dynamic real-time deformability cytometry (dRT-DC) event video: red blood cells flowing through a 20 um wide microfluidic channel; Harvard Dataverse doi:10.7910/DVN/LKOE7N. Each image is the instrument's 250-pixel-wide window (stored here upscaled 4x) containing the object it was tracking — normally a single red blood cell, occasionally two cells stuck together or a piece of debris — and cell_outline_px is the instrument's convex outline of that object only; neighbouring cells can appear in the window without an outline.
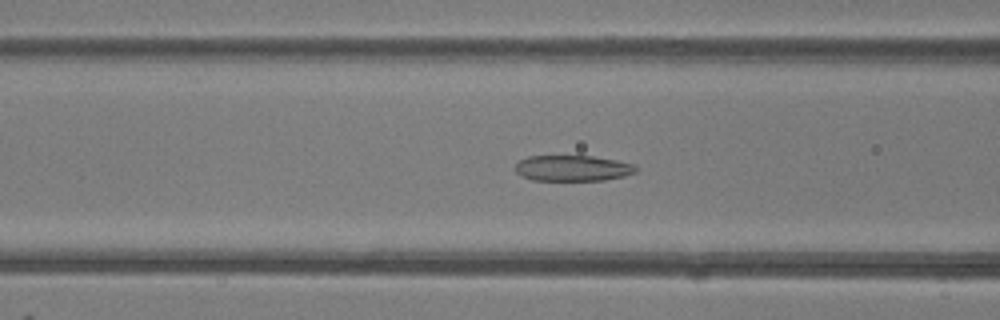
{"species": "common noctule bat (a hibernating species)", "species_latin": "Nyctalus noctula", "temperature_condition": "room temperature", "stored_images_in_passage": 50, "camera_frame_rate_fps": 3000, "um_per_image_px": 0.085, "animal": {"sex": "female"}, "frame": {"image": 1, "passage_image": 20, "time_ms": 6.333, "image_size_px": [1000, 320], "cell_outline_px": [[636, 172], [624, 176], [604, 180], [532, 180], [516, 172], [516, 164], [520, 160], [528, 156], [592, 156], [616, 160], [632, 164], [636, 168]], "centroid_in_image_um": [48.67, 14.29], "position_along_channel_um": 117.9, "area_um2": 17.92}}
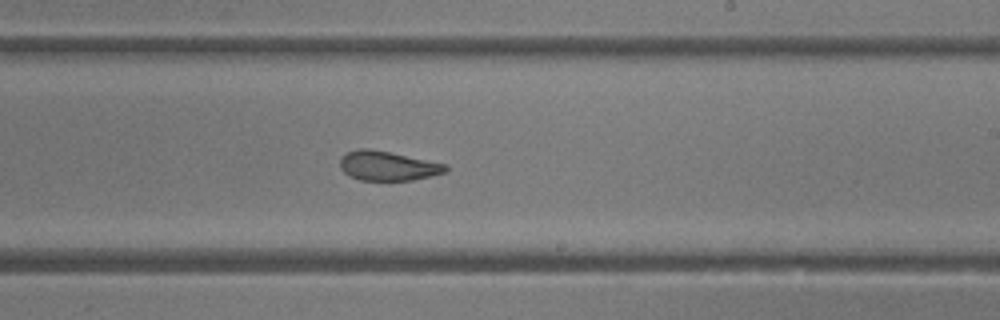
{"frame": {"image": 2, "passage_image": 30, "time_ms": 9.667, "image_size_px": [1000, 320], "cell_outline_px": [[448, 172], [412, 180], [388, 184], [360, 180], [344, 172], [340, 168], [340, 160], [348, 152], [360, 148], [368, 148], [448, 164]], "centroid_in_image_um": [32.99, 14.15], "position_along_channel_um": 256.0, "area_um2": 18.67}}
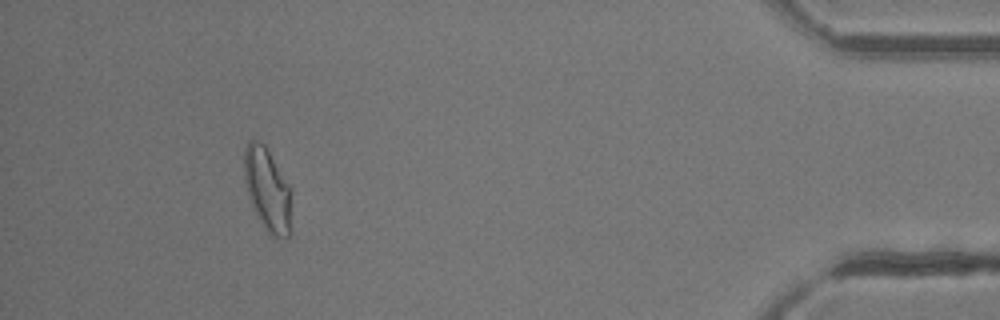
{"frame": {"image": 3, "passage_image": 46, "time_ms": 15.0, "image_size_px": [1000, 320], "cell_outline_px": [[292, 192], [288, 236], [284, 240], [276, 240], [268, 236], [256, 216], [252, 208], [248, 196], [244, 180], [244, 148], [248, 140], [260, 140], [268, 148], [292, 188]], "centroid_in_image_um": [22.73, 16.14], "position_along_channel_um": 412.5, "area_um2": 23.93}, "authors_computed_cell_mechanics": {"area_um2": 20.8947, "velocity_mm_per_s": 4.1425, "shape_relaxation_time_tau1_ms": null, "shape_relaxation_time_tau2_ms": 1.885, "deformation_change_tau1": null, "deformation_change_tau2": 0.0847}}